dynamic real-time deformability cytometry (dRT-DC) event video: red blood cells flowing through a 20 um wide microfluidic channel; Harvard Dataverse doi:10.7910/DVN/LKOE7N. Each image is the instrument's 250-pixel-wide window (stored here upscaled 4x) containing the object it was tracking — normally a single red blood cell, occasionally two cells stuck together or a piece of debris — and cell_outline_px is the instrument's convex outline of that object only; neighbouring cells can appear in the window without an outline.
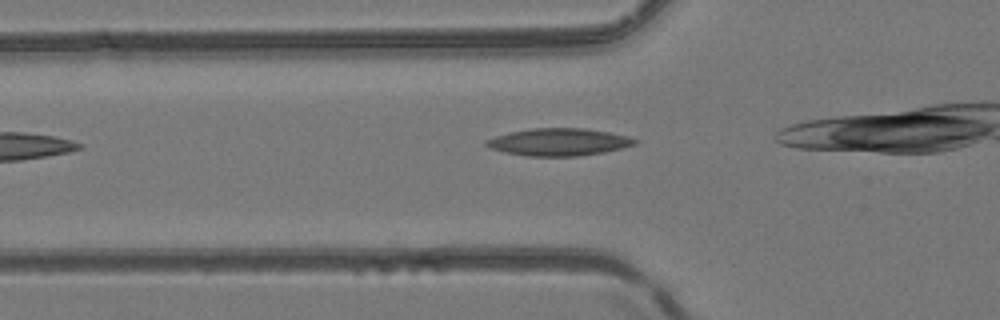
{"species": "common noctule bat (a hibernating species)", "species_latin": "Nyctalus noctula", "temperature_condition": "room temperature", "stored_images_in_passage": 4, "camera_frame_rate_fps": 3000, "um_per_image_px": 0.085, "animal": {"sex": "female", "body_mass_g": 24.6, "forearm_length_mm": 56.2}, "frame": {"image": 1, "passage_image": 3, "time_ms": 2.333, "image_size_px": [1000, 320], "cell_outline_px": [[640, 140], [636, 144], [604, 152], [580, 156], [524, 156], [504, 152], [492, 148], [484, 144], [484, 140], [508, 132], [532, 128], [584, 128], [608, 132], [628, 136]], "centroid_in_image_um": [47.49, 12.07], "position_along_channel_um": 78.3, "area_um2": 23.76}}